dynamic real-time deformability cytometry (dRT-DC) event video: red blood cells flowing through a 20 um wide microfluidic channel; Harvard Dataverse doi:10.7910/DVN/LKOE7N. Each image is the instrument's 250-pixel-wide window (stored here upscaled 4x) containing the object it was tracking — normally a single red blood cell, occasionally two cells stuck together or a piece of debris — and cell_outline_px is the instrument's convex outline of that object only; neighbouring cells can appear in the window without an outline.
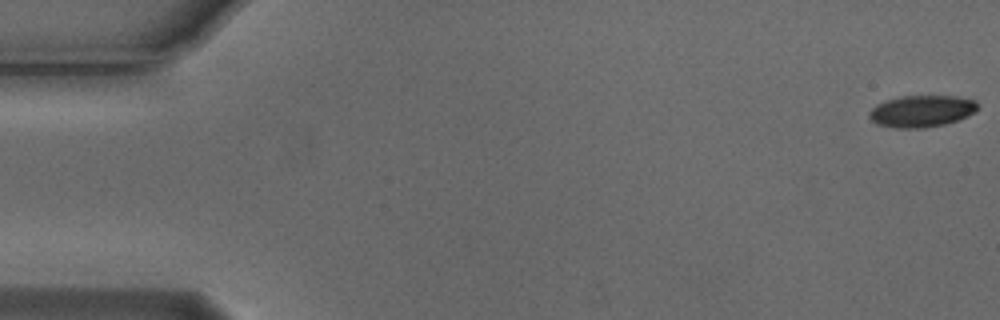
{"species": "Egyptian fruit bat (a non-hibernating species)", "species_latin": "Rousettus aegyptiacus", "temperature_condition": "cold", "stored_images_in_passage": 6, "camera_frame_rate_fps": 3000, "um_per_image_px": 0.085, "animal": {"sex": "male"}, "frame": {"image": 1, "passage_image": 1, "time_ms": 0.0, "image_size_px": [1000, 320], "cell_outline_px": [[976, 112], [968, 116], [944, 124], [924, 128], [896, 128], [876, 124], [868, 116], [868, 112], [876, 104], [900, 96], [956, 96], [976, 100]], "centroid_in_image_um": [78.32, 9.45], "position_along_channel_um": 6.7, "area_um2": 20.06}}
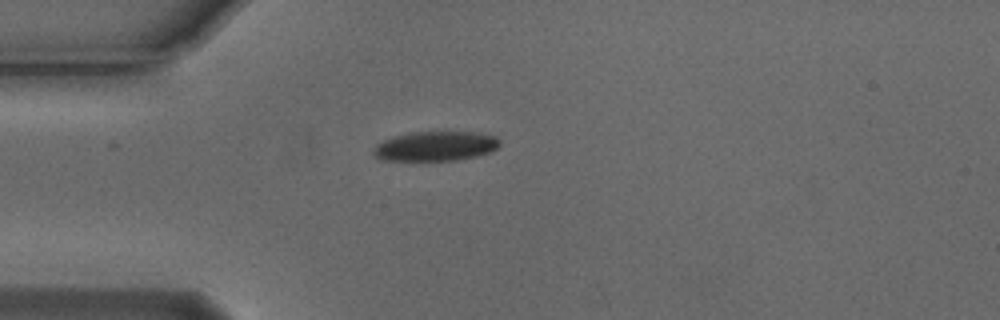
{"frame": {"image": 2, "passage_image": 5, "time_ms": 1.333, "image_size_px": [1000, 320], "cell_outline_px": [[500, 144], [496, 148], [488, 152], [476, 156], [456, 160], [380, 160], [372, 152], [372, 148], [376, 144], [392, 136], [408, 132], [472, 132], [496, 136], [500, 140]], "centroid_in_image_um": [36.97, 12.41], "position_along_channel_um": 48.0, "area_um2": 21.79}}